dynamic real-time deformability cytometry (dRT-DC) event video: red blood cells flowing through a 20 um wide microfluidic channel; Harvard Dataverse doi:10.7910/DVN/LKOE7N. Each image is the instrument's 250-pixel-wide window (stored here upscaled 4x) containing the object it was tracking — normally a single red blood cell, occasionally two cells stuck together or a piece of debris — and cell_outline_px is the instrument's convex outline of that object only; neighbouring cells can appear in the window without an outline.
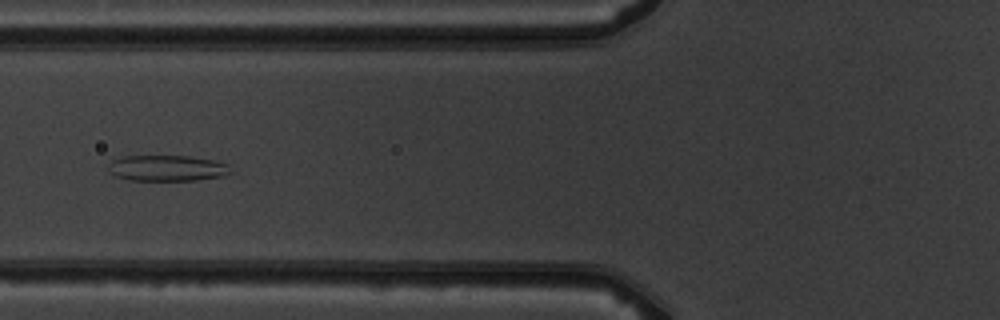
{"species": "common noctule bat (a hibernating species)", "species_latin": "Nyctalus noctula", "temperature_condition": "warm", "stored_images_in_passage": 7, "camera_frame_rate_fps": 3000, "um_per_image_px": 0.085, "animal": {"sex": "male", "body_mass_g": 19.5, "forearm_length_mm": 54.6}, "frame": {"image": 1, "passage_image": 6, "time_ms": 6.0, "image_size_px": [1000, 320], "cell_outline_px": [[236, 172], [220, 176], [196, 180], [128, 180], [116, 176], [108, 172], [108, 164], [112, 160], [124, 156], [188, 156], [216, 160], [228, 164]], "centroid_in_image_um": [14.23, 14.29], "position_along_channel_um": 111.6, "area_um2": 18.67}}